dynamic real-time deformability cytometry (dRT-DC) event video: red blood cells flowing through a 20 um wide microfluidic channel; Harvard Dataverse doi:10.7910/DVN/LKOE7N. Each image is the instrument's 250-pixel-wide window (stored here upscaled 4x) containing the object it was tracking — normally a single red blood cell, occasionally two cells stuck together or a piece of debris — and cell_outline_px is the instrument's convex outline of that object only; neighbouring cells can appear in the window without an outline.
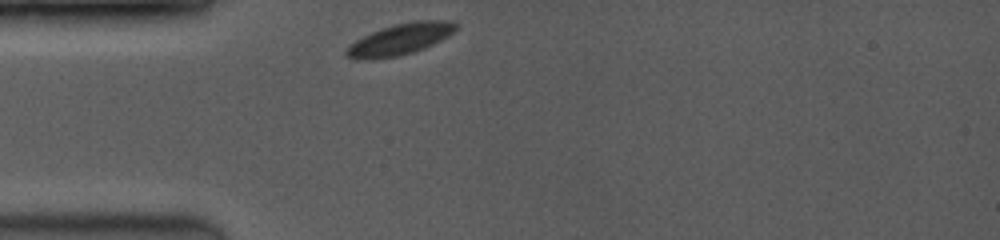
{"species": "common noctule bat (a hibernating species)", "species_latin": "Nyctalus noctula", "temperature_condition": "room temperature", "stored_images_in_passage": 12, "camera_frame_rate_fps": 3500, "um_per_image_px": 0.085, "animal": {"sex": "female", "body_mass_g": 19.0, "forearm_length_mm": 53.3}, "frame": {"image": 1, "passage_image": 1, "time_ms": 0.0, "image_size_px": [1000, 240], "cell_outline_px": [[456, 28], [448, 36], [424, 48], [412, 52], [396, 56], [368, 60], [356, 60], [344, 56], [344, 52], [356, 40], [380, 28], [412, 20], [456, 20]], "centroid_in_image_um": [33.99, 3.33], "position_along_channel_um": 51.0, "area_um2": 19.88}}
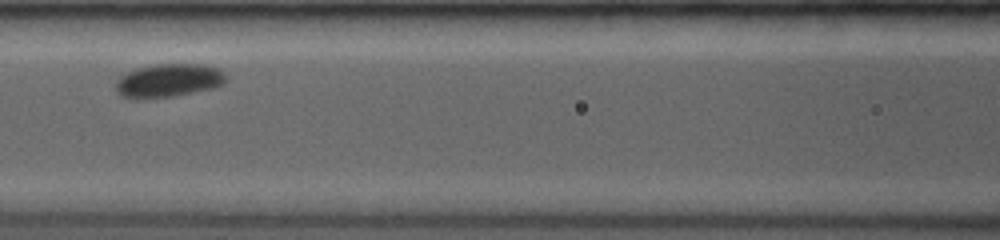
{"frame": {"image": 2, "passage_image": 6, "time_ms": 2.857, "image_size_px": [1000, 240], "cell_outline_px": [[228, 76], [224, 84], [212, 88], [172, 96], [120, 96], [116, 92], [116, 80], [120, 76], [136, 68], [156, 64], [204, 64], [220, 68]], "centroid_in_image_um": [14.4, 6.79], "position_along_channel_um": 152.2, "area_um2": 21.04}}
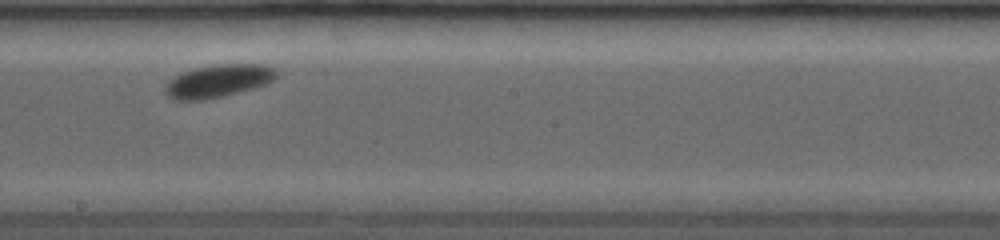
{"frame": {"image": 3, "passage_image": 10, "time_ms": 4.857, "image_size_px": [1000, 240], "cell_outline_px": [[280, 68], [276, 76], [272, 80], [264, 84], [252, 88], [204, 100], [176, 100], [168, 96], [164, 88], [168, 80], [180, 72], [212, 64], [264, 64]], "centroid_in_image_um": [18.55, 6.85], "position_along_channel_um": 229.7, "area_um2": 21.27}}